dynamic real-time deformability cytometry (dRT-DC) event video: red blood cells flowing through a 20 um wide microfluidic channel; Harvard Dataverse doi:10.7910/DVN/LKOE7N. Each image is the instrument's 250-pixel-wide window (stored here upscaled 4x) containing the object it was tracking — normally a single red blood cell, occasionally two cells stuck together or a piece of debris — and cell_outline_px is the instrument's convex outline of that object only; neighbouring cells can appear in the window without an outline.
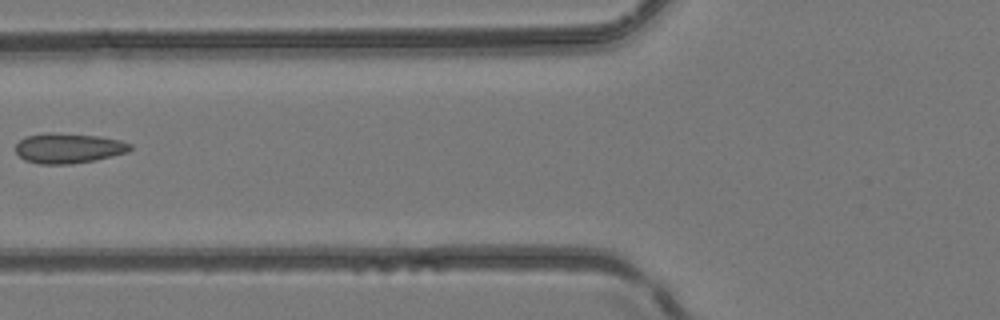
{"species": "common noctule bat (a hibernating species)", "species_latin": "Nyctalus noctula", "temperature_condition": "room temperature", "stored_images_in_passage": 2, "camera_frame_rate_fps": 3000, "um_per_image_px": 0.085, "animal": {"sex": "female", "body_mass_g": 24.6, "forearm_length_mm": 56.2}, "frame": {"image": 1, "passage_image": 2, "time_ms": 0.333, "image_size_px": [1000, 320], "cell_outline_px": [[132, 148], [128, 152], [96, 160], [72, 164], [40, 164], [24, 160], [16, 152], [16, 144], [24, 136], [48, 132], [52, 132], [100, 136], [120, 140], [132, 144]], "centroid_in_image_um": [5.82, 12.59], "position_along_channel_um": 120.0, "area_um2": 20.29}}